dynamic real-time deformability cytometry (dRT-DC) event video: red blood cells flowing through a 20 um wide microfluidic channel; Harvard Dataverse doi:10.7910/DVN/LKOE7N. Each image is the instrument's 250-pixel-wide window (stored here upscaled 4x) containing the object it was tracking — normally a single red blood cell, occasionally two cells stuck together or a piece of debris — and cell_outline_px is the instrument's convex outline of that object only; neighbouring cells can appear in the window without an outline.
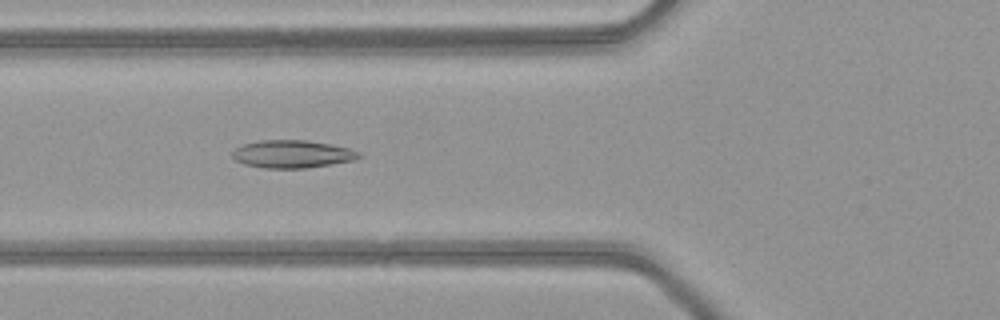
{"species": "common noctule bat (a hibernating species)", "species_latin": "Nyctalus noctula", "temperature_condition": "warm", "stored_images_in_passage": 34, "camera_frame_rate_fps": 3000, "um_per_image_px": 0.085, "animal": {"sex": "female", "body_mass_g": 21.9}, "frame": {"image": 1, "passage_image": 3, "time_ms": 0.667, "image_size_px": [1000, 320], "cell_outline_px": [[364, 156], [356, 160], [308, 168], [264, 168], [244, 164], [236, 160], [232, 156], [232, 152], [236, 148], [244, 144], [260, 140], [308, 140], [348, 148], [360, 152]], "centroid_in_image_um": [24.88, 13.1], "position_along_channel_um": 100.9, "area_um2": 20.52}}
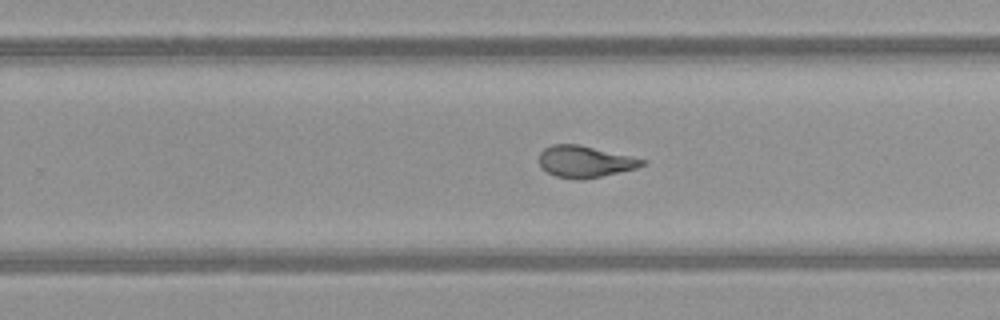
{"frame": {"image": 2, "passage_image": 16, "time_ms": 5.0, "image_size_px": [1000, 320], "cell_outline_px": [[648, 160], [644, 164], [636, 168], [600, 176], [556, 176], [548, 172], [540, 164], [540, 152], [544, 148], [552, 144], [580, 144]], "centroid_in_image_um": [49.74, 13.67], "position_along_channel_um": 280.1, "area_um2": 18.15}}
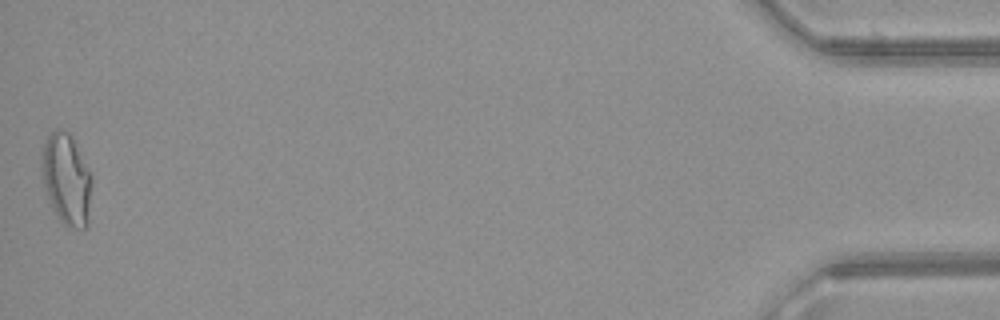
{"frame": {"image": 3, "passage_image": 34, "time_ms": 11.0, "image_size_px": [1000, 320], "cell_outline_px": [[92, 180], [88, 228], [76, 228], [64, 224], [60, 220], [48, 204], [40, 176], [40, 156], [44, 144], [48, 136], [56, 128], [60, 128], [68, 132], [92, 176]], "centroid_in_image_um": [5.6, 15.27], "position_along_channel_um": 429.6, "area_um2": 27.11}}